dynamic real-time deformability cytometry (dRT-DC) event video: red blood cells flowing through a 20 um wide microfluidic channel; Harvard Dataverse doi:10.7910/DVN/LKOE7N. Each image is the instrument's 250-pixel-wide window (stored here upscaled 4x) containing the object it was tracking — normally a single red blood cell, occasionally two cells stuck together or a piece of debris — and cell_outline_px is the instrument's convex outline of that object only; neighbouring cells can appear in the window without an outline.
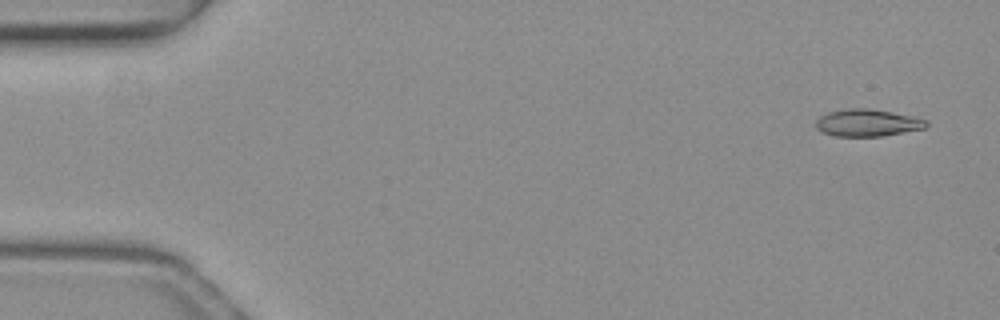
{"species": "common noctule bat (a hibernating species)", "species_latin": "Nyctalus noctula", "temperature_condition": "warm", "stored_images_in_passage": 51, "camera_frame_rate_fps": 3000, "um_per_image_px": 0.085, "animal": {"sex": "female", "body_mass_g": 19.3, "forearm_length_mm": 54.1}, "frame": {"image": 1, "passage_image": 3, "time_ms": 0.667, "image_size_px": [1000, 320], "cell_outline_px": [[928, 124], [924, 128], [880, 136], [832, 136], [820, 132], [816, 128], [816, 120], [820, 116], [828, 112], [844, 108], [868, 108], [892, 112], [912, 116], [928, 120]], "centroid_in_image_um": [73.68, 10.43], "position_along_channel_um": 11.3, "area_um2": 17.51}}
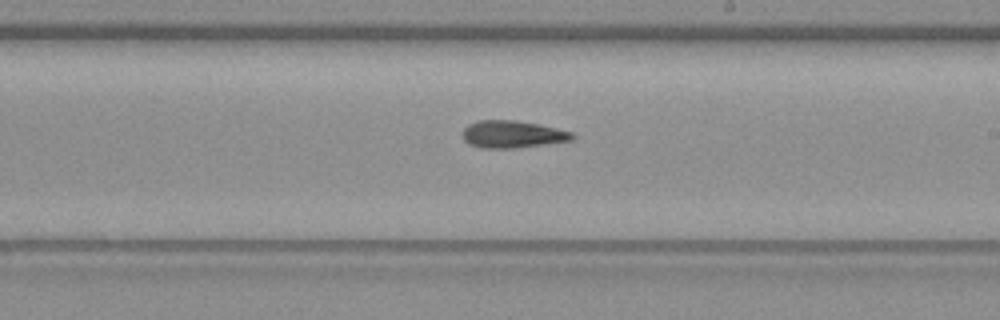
{"frame": {"image": 2, "passage_image": 30, "time_ms": 9.667, "image_size_px": [1000, 320], "cell_outline_px": [[576, 136], [572, 140], [512, 148], [480, 148], [468, 144], [464, 140], [460, 132], [468, 124], [476, 120], [516, 120], [540, 124], [572, 132]], "centroid_in_image_um": [43.49, 11.4], "position_along_channel_um": 245.5, "area_um2": 17.57}}
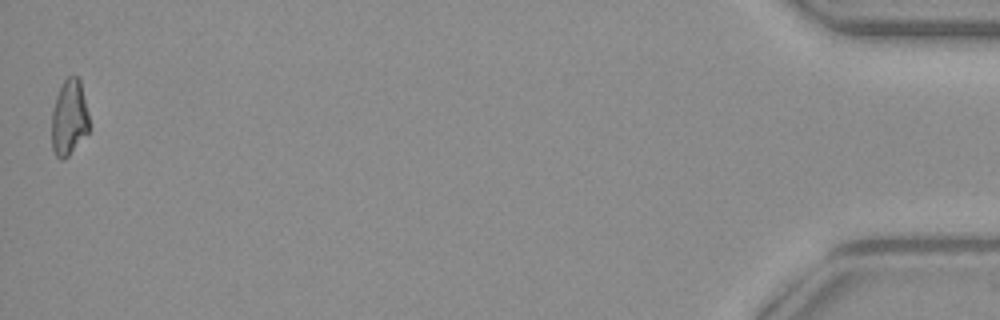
{"frame": {"image": 3, "passage_image": 51, "time_ms": 16.667, "image_size_px": [1000, 320], "cell_outline_px": [[92, 128], [68, 156], [64, 160], [60, 160], [56, 156], [52, 148], [52, 112], [56, 96], [64, 80], [68, 76], [76, 76], [80, 80]], "centroid_in_image_um": [5.9, 10.03], "position_along_channel_um": 429.3, "area_um2": 16.76}}